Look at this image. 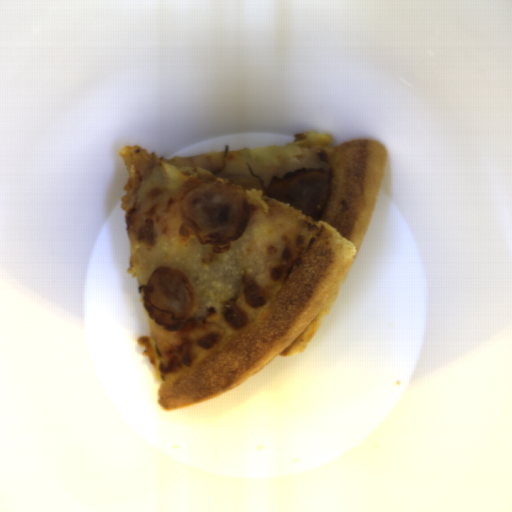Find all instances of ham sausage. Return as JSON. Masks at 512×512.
I'll use <instances>...</instances> for the list:
<instances>
[{"instance_id": "ham-sausage-1", "label": "ham sausage", "mask_w": 512, "mask_h": 512, "mask_svg": "<svg viewBox=\"0 0 512 512\" xmlns=\"http://www.w3.org/2000/svg\"><path fill=\"white\" fill-rule=\"evenodd\" d=\"M180 226L184 237L221 245L239 239L248 228L249 200L242 190L225 183H206L186 194Z\"/></svg>"}, {"instance_id": "ham-sausage-2", "label": "ham sausage", "mask_w": 512, "mask_h": 512, "mask_svg": "<svg viewBox=\"0 0 512 512\" xmlns=\"http://www.w3.org/2000/svg\"><path fill=\"white\" fill-rule=\"evenodd\" d=\"M143 298L152 320L173 332L181 330L196 311V294L178 268L157 267L149 277Z\"/></svg>"}, {"instance_id": "ham-sausage-4", "label": "ham sausage", "mask_w": 512, "mask_h": 512, "mask_svg": "<svg viewBox=\"0 0 512 512\" xmlns=\"http://www.w3.org/2000/svg\"><path fill=\"white\" fill-rule=\"evenodd\" d=\"M233 185L242 186L244 189L248 190H261L263 189L261 184L257 182L255 179L250 178H237L229 180Z\"/></svg>"}, {"instance_id": "ham-sausage-3", "label": "ham sausage", "mask_w": 512, "mask_h": 512, "mask_svg": "<svg viewBox=\"0 0 512 512\" xmlns=\"http://www.w3.org/2000/svg\"><path fill=\"white\" fill-rule=\"evenodd\" d=\"M331 175L320 171L291 174L269 183L265 194L309 217H319L329 198Z\"/></svg>"}]
</instances>
